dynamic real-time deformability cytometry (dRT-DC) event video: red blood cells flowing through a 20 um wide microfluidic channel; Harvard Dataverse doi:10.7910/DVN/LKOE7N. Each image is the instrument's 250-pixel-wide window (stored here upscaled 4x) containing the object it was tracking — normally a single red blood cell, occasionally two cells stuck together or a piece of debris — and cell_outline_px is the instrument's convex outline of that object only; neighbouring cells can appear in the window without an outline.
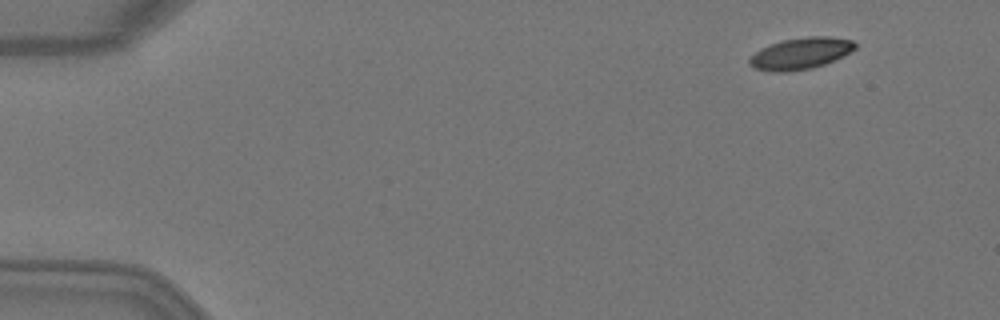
{"species": "Egyptian fruit bat (a non-hibernating species)", "species_latin": "Rousettus aegyptiacus", "temperature_condition": "warm", "stored_images_in_passage": 4, "camera_frame_rate_fps": 3000, "um_per_image_px": 0.085, "animal": {"sex": "female"}, "frame": {"image": 1, "passage_image": 1, "time_ms": 0.0, "image_size_px": [1000, 320], "cell_outline_px": [[856, 48], [824, 64], [812, 68], [784, 72], [772, 72], [756, 68], [748, 60], [760, 48], [784, 40], [808, 36], [828, 36], [852, 40], [856, 44]], "centroid_in_image_um": [68.05, 4.53], "position_along_channel_um": 16.9, "area_um2": 18.96}}
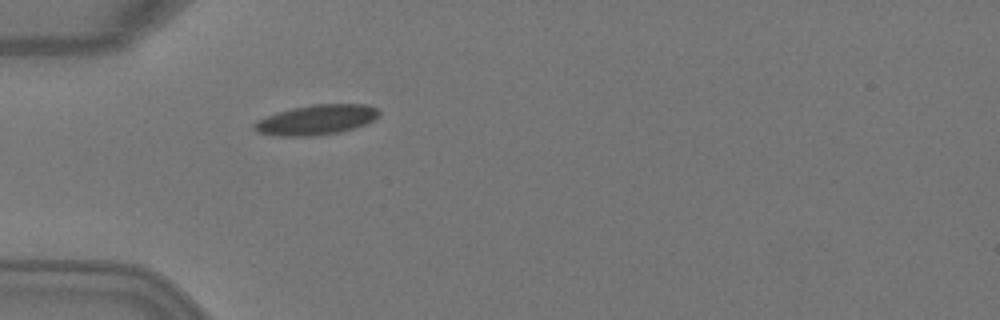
{"frame": {"image": 2, "passage_image": 4, "time_ms": 1.0, "image_size_px": [1000, 320], "cell_outline_px": [[380, 116], [364, 124], [340, 132], [316, 136], [276, 136], [256, 132], [252, 128], [252, 124], [256, 120], [276, 112], [292, 108], [312, 104], [364, 104], [376, 108], [380, 112]], "centroid_in_image_um": [26.83, 10.19], "position_along_channel_um": 58.2, "area_um2": 21.96}}